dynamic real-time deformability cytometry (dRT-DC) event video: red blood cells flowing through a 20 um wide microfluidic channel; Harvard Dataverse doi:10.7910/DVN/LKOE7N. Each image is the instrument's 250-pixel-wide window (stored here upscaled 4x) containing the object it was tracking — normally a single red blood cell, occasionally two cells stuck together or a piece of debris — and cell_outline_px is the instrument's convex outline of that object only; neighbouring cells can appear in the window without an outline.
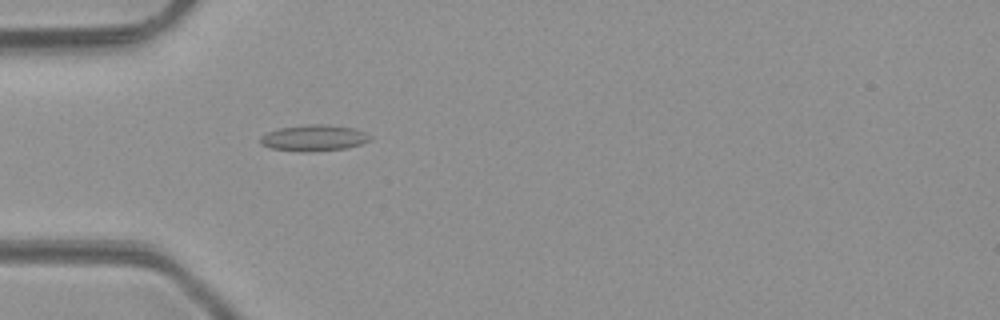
{"species": "common noctule bat (a hibernating species)", "species_latin": "Nyctalus noctula", "temperature_condition": "room temperature", "stored_images_in_passage": 5, "camera_frame_rate_fps": 3000, "um_per_image_px": 0.085, "animal": {"sex": "male", "body_mass_g": 23.1, "forearm_length_mm": 52.7}, "frame": {"image": 1, "passage_image": 5, "time_ms": 4.667, "image_size_px": [1000, 320], "cell_outline_px": [[372, 140], [348, 148], [308, 152], [304, 152], [272, 148], [260, 144], [260, 136], [268, 132], [280, 128], [308, 124], [328, 124], [356, 128], [372, 136]], "centroid_in_image_um": [26.72, 11.72], "position_along_channel_um": 58.3, "area_um2": 16.88}}